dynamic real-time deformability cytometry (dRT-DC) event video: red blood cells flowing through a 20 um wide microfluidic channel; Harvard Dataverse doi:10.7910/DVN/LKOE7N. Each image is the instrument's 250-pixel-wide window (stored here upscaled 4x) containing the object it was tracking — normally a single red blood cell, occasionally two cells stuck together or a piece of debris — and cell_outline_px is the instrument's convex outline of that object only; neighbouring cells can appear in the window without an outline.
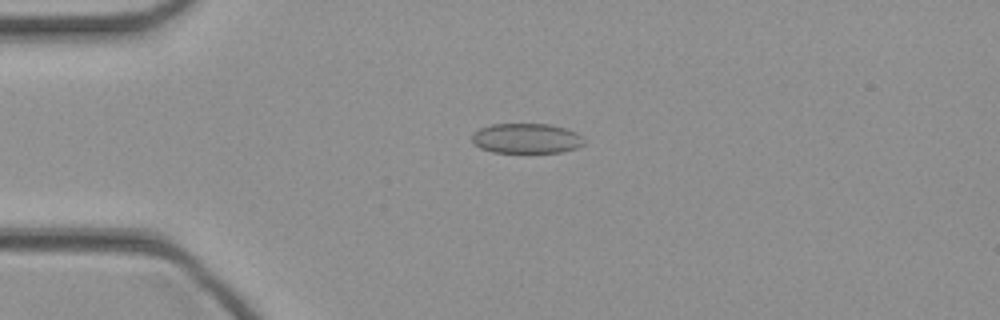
{"species": "common noctule bat (a hibernating species)", "species_latin": "Nyctalus noctula", "temperature_condition": "cold", "stored_images_in_passage": 42, "camera_frame_rate_fps": 3000, "um_per_image_px": 0.085, "animal": {"sex": "female", "body_mass_g": 21.9}, "frame": {"image": 1, "passage_image": 7, "time_ms": 2.0, "image_size_px": [1000, 320], "cell_outline_px": [[584, 144], [576, 148], [560, 152], [492, 152], [480, 148], [472, 140], [472, 132], [480, 128], [492, 124], [548, 124], [564, 128], [576, 132], [584, 140]], "centroid_in_image_um": [44.72, 11.76], "position_along_channel_um": 40.3, "area_um2": 19.48}}
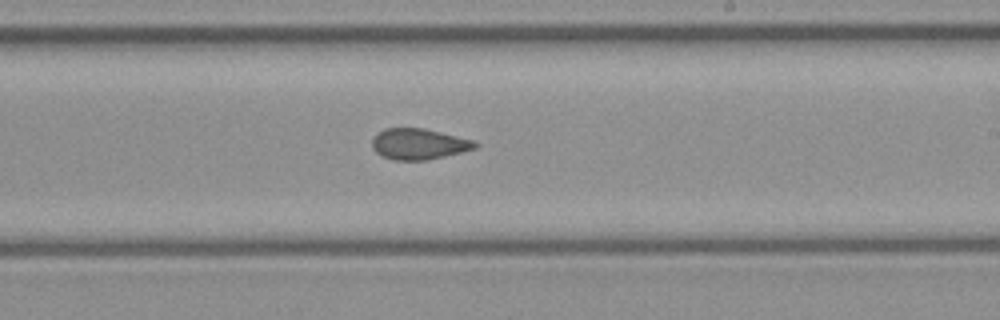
{"frame": {"image": 2, "passage_image": 23, "time_ms": 7.333, "image_size_px": [1000, 320], "cell_outline_px": [[480, 144], [476, 148], [428, 160], [392, 160], [376, 152], [372, 148], [372, 136], [376, 132], [384, 128], [424, 128], [476, 140]], "centroid_in_image_um": [35.59, 12.23], "position_along_channel_um": 253.4, "area_um2": 18.79}}
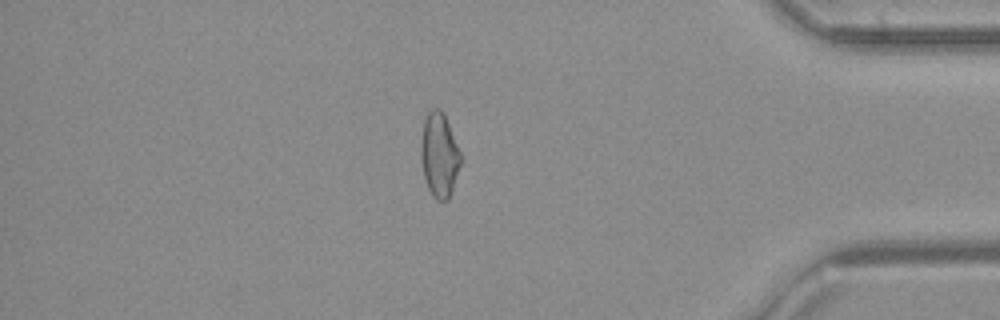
{"frame": {"image": 3, "passage_image": 35, "time_ms": 11.333, "image_size_px": [1000, 320], "cell_outline_px": [[460, 164], [448, 200], [436, 200], [432, 196], [428, 188], [424, 176], [420, 156], [420, 144], [424, 120], [428, 112], [432, 108], [440, 108], [444, 112], [460, 152]], "centroid_in_image_um": [37.31, 13.14], "position_along_channel_um": 397.9, "area_um2": 19.42}}